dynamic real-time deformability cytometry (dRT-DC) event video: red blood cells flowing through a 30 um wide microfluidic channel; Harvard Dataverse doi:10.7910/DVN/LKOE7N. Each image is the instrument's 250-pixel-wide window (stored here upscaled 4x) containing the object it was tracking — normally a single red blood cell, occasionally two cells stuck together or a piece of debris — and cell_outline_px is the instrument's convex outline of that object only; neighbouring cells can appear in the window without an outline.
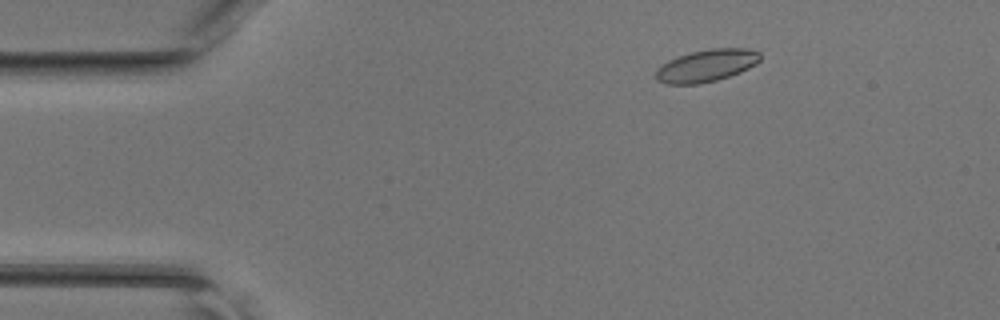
{"species": "common noctule bat (a hibernating species)", "species_latin": "Nyctalus noctula", "temperature_condition": "room temperature", "stored_images_in_passage": 45, "camera_frame_rate_fps": 3000, "um_per_image_px": 0.085, "animal": {"sex": "female", "body_mass_g": 17.0, "forearm_length_mm": 48.0}, "frame": {"image": 1, "passage_image": 6, "time_ms": 1.667, "image_size_px": [1000, 320], "cell_outline_px": [[760, 60], [756, 64], [740, 72], [716, 80], [700, 84], [664, 84], [656, 80], [656, 68], [660, 64], [668, 60], [692, 52], [708, 48], [748, 48], [760, 52]], "centroid_in_image_um": [60.03, 5.57], "position_along_channel_um": 25.0, "area_um2": 19.71}}
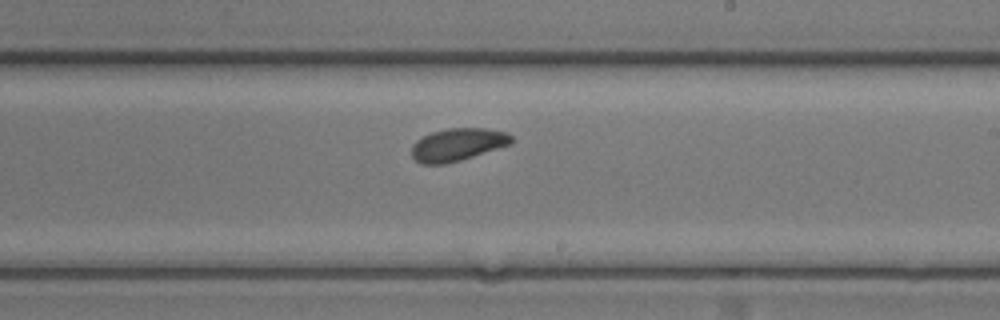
{"frame": {"image": 2, "passage_image": 26, "time_ms": 8.333, "image_size_px": [1000, 320], "cell_outline_px": [[512, 144], [460, 160], [444, 164], [420, 164], [412, 156], [412, 144], [416, 140], [432, 132], [448, 128], [488, 128], [508, 132], [512, 136]], "centroid_in_image_um": [38.91, 12.28], "position_along_channel_um": 250.1, "area_um2": 19.02}}
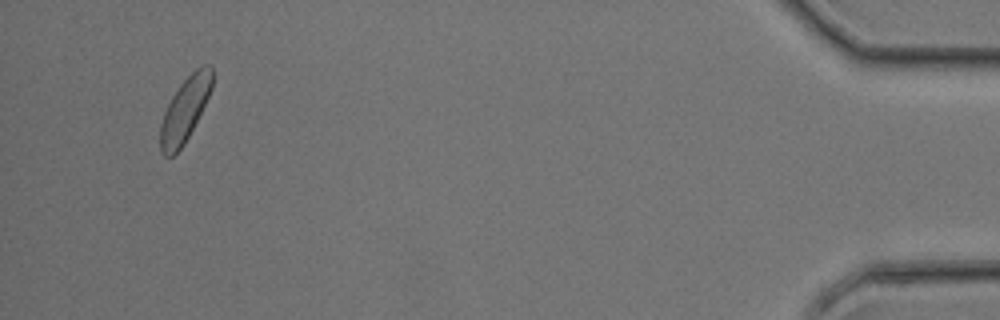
{"frame": {"image": 3, "passage_image": 43, "time_ms": 14.0, "image_size_px": [1000, 320], "cell_outline_px": [[212, 88], [184, 144], [172, 156], [164, 156], [160, 152], [160, 124], [164, 112], [172, 96], [180, 84], [200, 64], [212, 64]], "centroid_in_image_um": [15.7, 9.29], "position_along_channel_um": 419.5, "area_um2": 19.07}}